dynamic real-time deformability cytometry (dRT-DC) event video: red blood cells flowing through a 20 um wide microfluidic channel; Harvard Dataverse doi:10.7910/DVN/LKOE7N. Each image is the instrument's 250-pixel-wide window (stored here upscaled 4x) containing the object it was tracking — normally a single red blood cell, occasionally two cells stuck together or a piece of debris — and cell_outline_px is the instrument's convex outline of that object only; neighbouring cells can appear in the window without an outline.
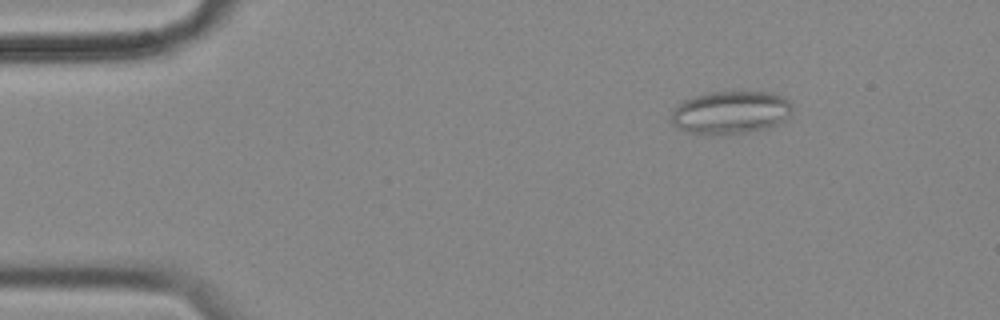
{"species": "common noctule bat (a hibernating species)", "species_latin": "Nyctalus noctula", "temperature_condition": "cold", "stored_images_in_passage": 5, "camera_frame_rate_fps": 3000, "um_per_image_px": 0.085, "animal": {"sex": "female", "body_mass_g": 18.4}, "frame": {"image": 1, "passage_image": 1, "time_ms": 0.0, "image_size_px": [1000, 320], "cell_outline_px": [[792, 112], [784, 120], [776, 124], [764, 128], [748, 132], [688, 132], [672, 124], [672, 112], [676, 104], [692, 96], [708, 92], [772, 92], [784, 96], [792, 104]], "centroid_in_image_um": [62.12, 9.5], "position_along_channel_um": 22.9, "area_um2": 29.71}}